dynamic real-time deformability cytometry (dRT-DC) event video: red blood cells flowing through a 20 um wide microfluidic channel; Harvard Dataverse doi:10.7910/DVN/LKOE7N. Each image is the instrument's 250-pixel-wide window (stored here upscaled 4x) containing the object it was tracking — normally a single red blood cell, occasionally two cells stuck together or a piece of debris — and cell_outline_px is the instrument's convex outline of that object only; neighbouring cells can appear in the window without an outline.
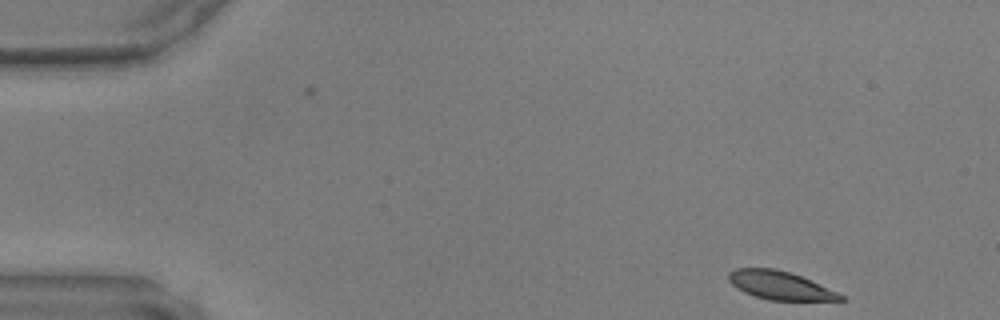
{"species": "common noctule bat (a hibernating species)", "species_latin": "Nyctalus noctula", "temperature_condition": "warm", "stored_images_in_passage": 44, "camera_frame_rate_fps": 3000, "um_per_image_px": 0.085, "animal": {"sex": "male", "body_mass_g": 17.9, "forearm_length_mm": 54.2}, "frame": {"image": 1, "passage_image": 1, "time_ms": 0.0, "image_size_px": [1000, 320], "cell_outline_px": [[848, 300], [768, 300], [744, 292], [736, 288], [728, 280], [728, 272], [736, 268], [776, 268], [800, 276], [836, 292], [844, 296]], "centroid_in_image_um": [66.25, 24.25], "position_along_channel_um": 18.8, "area_um2": 18.21}}
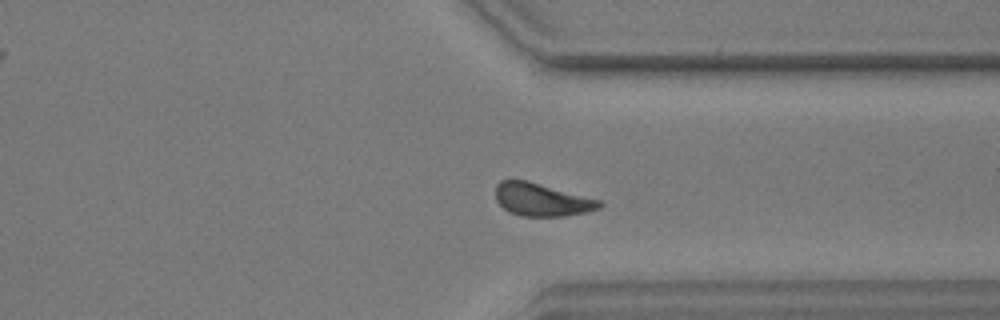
{"frame": {"image": 2, "passage_image": 33, "time_ms": 10.667, "image_size_px": [1000, 320], "cell_outline_px": [[604, 204], [600, 208], [588, 212], [564, 216], [520, 216], [508, 212], [496, 200], [496, 184], [500, 180], [524, 180], [600, 200]], "centroid_in_image_um": [46.04, 16.99], "position_along_channel_um": 365.4, "area_um2": 19.71}}
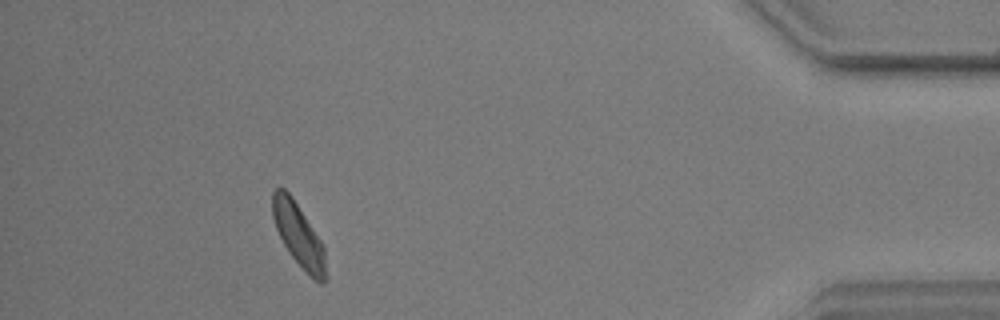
{"frame": {"image": 3, "passage_image": 40, "time_ms": 13.0, "image_size_px": [1000, 320], "cell_outline_px": [[324, 280], [320, 284], [288, 252], [276, 228], [272, 216], [272, 192], [276, 188], [284, 188], [292, 196], [324, 244]], "centroid_in_image_um": [25.34, 19.88], "position_along_channel_um": 409.9, "area_um2": 19.02}}